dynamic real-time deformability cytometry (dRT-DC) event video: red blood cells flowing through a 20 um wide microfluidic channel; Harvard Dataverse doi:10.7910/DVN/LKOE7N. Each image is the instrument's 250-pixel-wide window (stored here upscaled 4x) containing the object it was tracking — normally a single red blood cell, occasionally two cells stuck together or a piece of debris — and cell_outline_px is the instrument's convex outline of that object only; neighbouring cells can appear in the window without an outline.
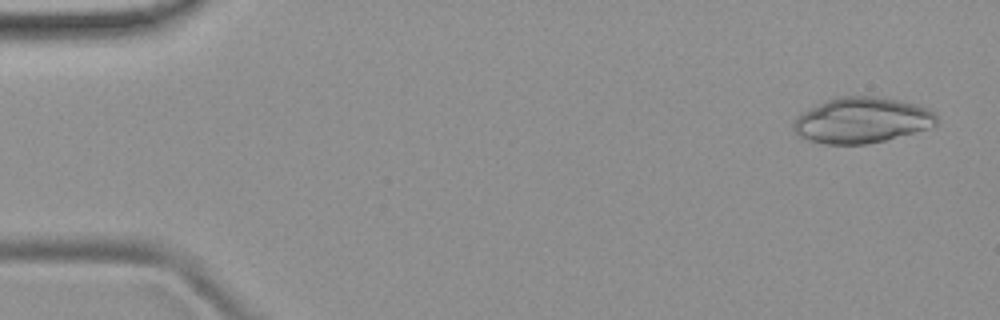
{"species": "common noctule bat (a hibernating species)", "species_latin": "Nyctalus noctula", "temperature_condition": "room temperature", "stored_images_in_passage": 50, "camera_frame_rate_fps": 3000, "um_per_image_px": 0.085, "animal": {"sex": "female", "body_mass_g": 19.9}, "frame": {"image": 1, "passage_image": 2, "time_ms": 0.333, "image_size_px": [1000, 320], "cell_outline_px": [[940, 124], [928, 128], [884, 140], [864, 144], [824, 144], [808, 140], [800, 136], [792, 128], [792, 124], [796, 116], [836, 96], [872, 96], [900, 100], [928, 108], [936, 116]], "centroid_in_image_um": [73.26, 10.22], "position_along_channel_um": 11.7, "area_um2": 37.8}}